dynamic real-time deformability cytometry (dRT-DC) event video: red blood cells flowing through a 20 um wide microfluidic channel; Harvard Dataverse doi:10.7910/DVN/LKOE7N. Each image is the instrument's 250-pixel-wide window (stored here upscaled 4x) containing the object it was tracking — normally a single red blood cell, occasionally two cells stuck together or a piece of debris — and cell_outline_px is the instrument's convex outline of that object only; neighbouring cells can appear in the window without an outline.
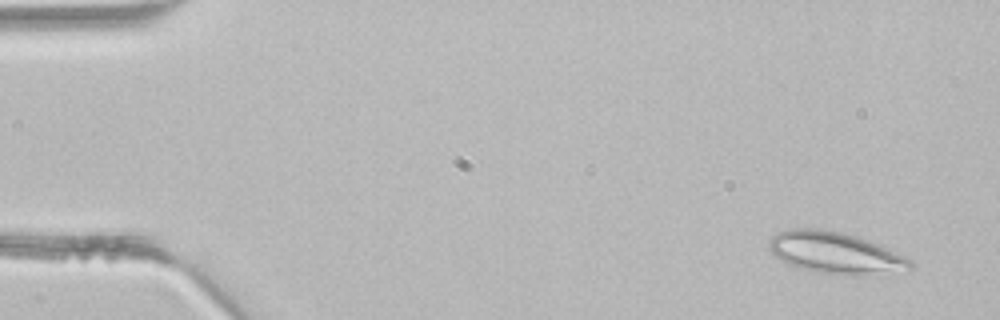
{"species": "common noctule bat (a hibernating species)", "species_latin": "Nyctalus noctula", "temperature_condition": "room temperature", "stored_images_in_passage": 3, "camera_frame_rate_fps": 3000, "um_per_image_px": 0.085, "animal": {"sex": "male", "body_mass_g": 21.5, "forearm_length_mm": 52.0}, "frame": {"image": 1, "passage_image": 1, "time_ms": 0.0, "image_size_px": [1000, 320], "cell_outline_px": [[912, 268], [908, 272], [816, 272], [796, 268], [788, 264], [776, 256], [768, 248], [768, 240], [772, 236], [780, 232], [792, 228], [820, 228], [840, 232], [856, 236], [868, 240], [912, 260]], "centroid_in_image_um": [70.94, 21.45], "position_along_channel_um": 14.1, "area_um2": 33.23}}